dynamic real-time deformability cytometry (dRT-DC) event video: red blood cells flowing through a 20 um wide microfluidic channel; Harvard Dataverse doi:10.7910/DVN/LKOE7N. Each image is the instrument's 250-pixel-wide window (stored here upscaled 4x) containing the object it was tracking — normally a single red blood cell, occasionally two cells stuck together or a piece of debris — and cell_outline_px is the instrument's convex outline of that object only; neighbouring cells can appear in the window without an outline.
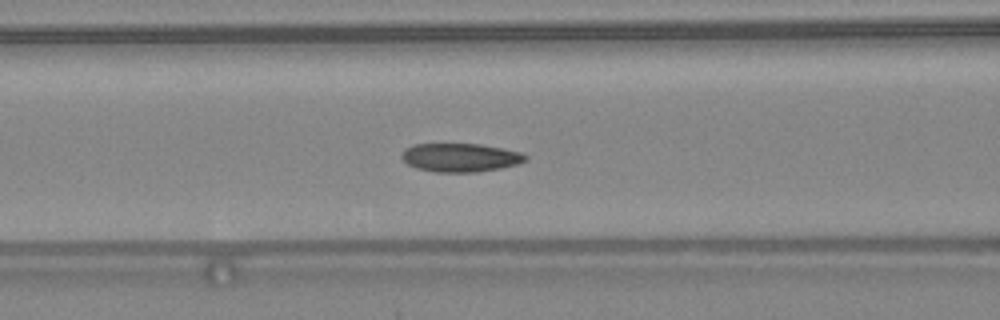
{"species": "common noctule bat (a hibernating species)", "species_latin": "Nyctalus noctula", "temperature_condition": "warm", "stored_images_in_passage": 48, "camera_frame_rate_fps": 3000, "um_per_image_px": 0.085, "animal": {"sex": "female", "body_mass_g": 24.6, "forearm_length_mm": 56.2}, "frame": {"image": 1, "passage_image": 20, "time_ms": 6.333, "image_size_px": [1000, 320], "cell_outline_px": [[528, 160], [516, 164], [500, 168], [476, 172], [436, 172], [416, 168], [408, 164], [400, 156], [400, 152], [404, 148], [412, 144], [480, 144], [520, 152], [528, 156]], "centroid_in_image_um": [39.09, 13.39], "position_along_channel_um": 127.5, "area_um2": 20.63}}
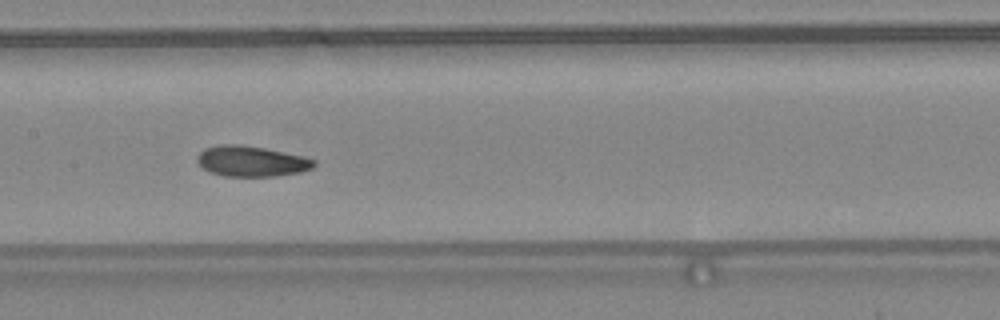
{"frame": {"image": 2, "passage_image": 24, "time_ms": 7.667, "image_size_px": [1000, 320], "cell_outline_px": [[316, 164], [312, 168], [300, 172], [276, 176], [224, 176], [208, 172], [196, 160], [196, 156], [204, 148], [220, 144], [236, 144], [264, 148], [300, 156], [316, 160]], "centroid_in_image_um": [21.33, 13.71], "position_along_channel_um": 186.1, "area_um2": 20.69}}
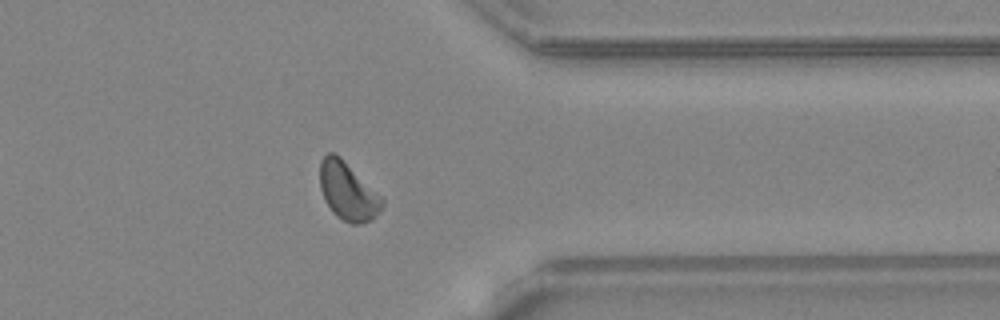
{"frame": {"image": 3, "passage_image": 38, "time_ms": 12.333, "image_size_px": [1000, 320], "cell_outline_px": [[384, 204], [372, 220], [360, 224], [352, 224], [336, 216], [332, 212], [324, 200], [320, 188], [320, 160], [328, 152], [332, 152], [340, 156], [384, 200]], "centroid_in_image_um": [29.53, 16.26], "position_along_channel_um": 381.9, "area_um2": 20.81}, "authors_computed_cell_mechanics": {"area_um2": 20.4901, "velocity_mm_per_s": 4.3849, "shape_relaxation_time_tau1_ms": 4.0135, "shape_relaxation_time_tau2_ms": 2.6123, "deformation_change_tau1": 0.1042, "deformation_change_tau2": 0.0674}}